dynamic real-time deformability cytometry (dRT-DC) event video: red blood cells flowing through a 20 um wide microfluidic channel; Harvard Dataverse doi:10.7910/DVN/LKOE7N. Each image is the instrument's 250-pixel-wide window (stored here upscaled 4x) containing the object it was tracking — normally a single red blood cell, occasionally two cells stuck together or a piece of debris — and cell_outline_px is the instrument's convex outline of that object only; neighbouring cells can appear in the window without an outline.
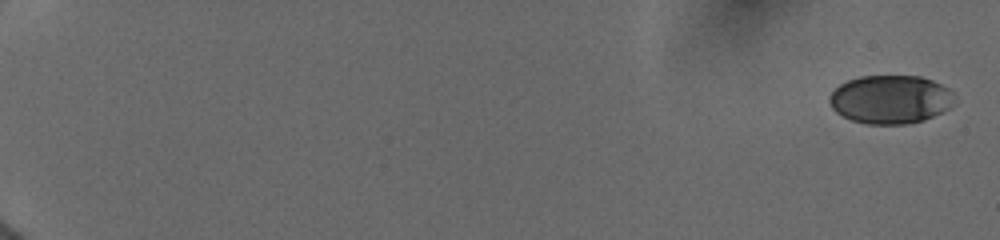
{"species": "human", "species_latin": "Homo sapiens", "temperature_condition": "cold", "stored_images_in_passage": 24, "camera_frame_rate_fps": 3000, "um_per_image_px": 0.085, "donor": {"sex": "female"}, "frame": {"image": 1, "passage_image": 1, "time_ms": 0.0, "image_size_px": [1000, 240], "cell_outline_px": [[952, 104], [948, 108], [924, 120], [908, 124], [868, 124], [852, 120], [836, 112], [832, 108], [828, 100], [828, 96], [840, 84], [848, 80], [860, 76], [920, 76], [932, 80], [948, 88], [952, 92]], "centroid_in_image_um": [75.65, 8.44], "position_along_channel_um": 9.3, "area_um2": 35.14}}
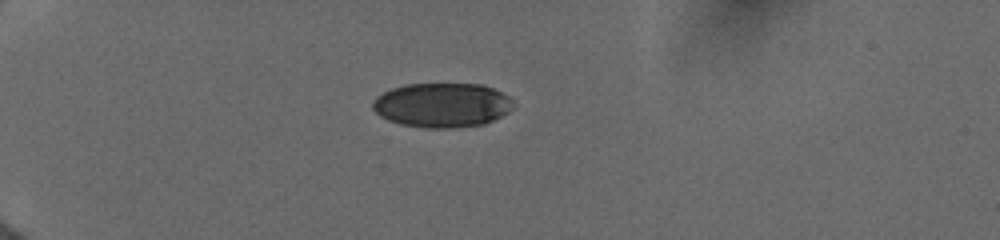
{"frame": {"image": 2, "passage_image": 13, "time_ms": 5.333, "image_size_px": [1000, 240], "cell_outline_px": [[516, 104], [508, 112], [484, 124], [456, 128], [424, 128], [400, 124], [388, 120], [380, 116], [372, 108], [372, 100], [376, 96], [392, 88], [408, 84], [480, 84], [492, 88], [508, 96]], "centroid_in_image_um": [37.56, 8.94], "position_along_channel_um": 47.4, "area_um2": 36.53}}
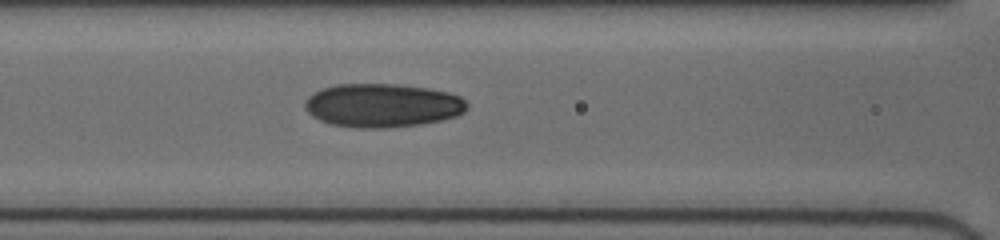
{"frame": {"image": 3, "passage_image": 24, "time_ms": 8.667, "image_size_px": [1000, 240], "cell_outline_px": [[468, 108], [464, 112], [456, 116], [440, 120], [420, 124], [388, 128], [360, 128], [332, 124], [320, 120], [312, 116], [304, 108], [304, 100], [312, 92], [320, 88], [336, 84], [400, 84], [428, 88], [448, 92], [460, 96], [468, 104]], "centroid_in_image_um": [32.48, 8.95], "position_along_channel_um": 134.1, "area_um2": 41.56}}